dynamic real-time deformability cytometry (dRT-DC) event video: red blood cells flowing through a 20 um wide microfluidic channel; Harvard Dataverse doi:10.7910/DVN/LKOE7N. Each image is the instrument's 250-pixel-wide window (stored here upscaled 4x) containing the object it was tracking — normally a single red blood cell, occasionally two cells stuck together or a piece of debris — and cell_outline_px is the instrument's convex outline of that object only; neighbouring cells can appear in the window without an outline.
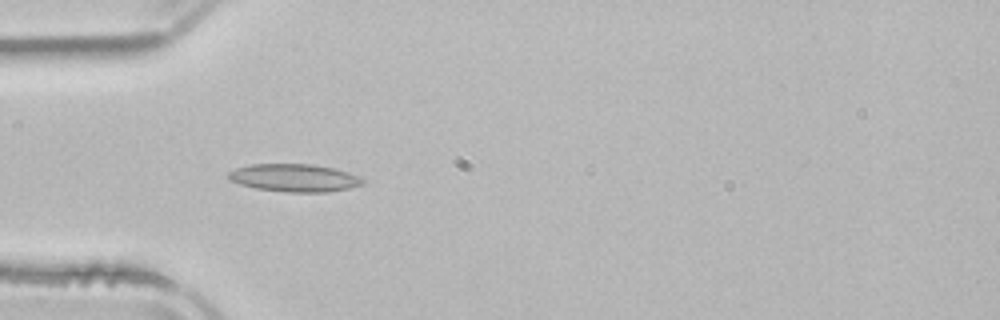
{"species": "common noctule bat (a hibernating species)", "species_latin": "Nyctalus noctula", "temperature_condition": "room temperature", "stored_images_in_passage": 4, "camera_frame_rate_fps": 3000, "um_per_image_px": 0.085, "animal": {"sex": "male", "body_mass_g": 21.5, "forearm_length_mm": 52.0}, "frame": {"image": 1, "passage_image": 1, "time_ms": 0.0, "image_size_px": [1000, 320], "cell_outline_px": [[364, 184], [348, 188], [324, 192], [288, 192], [256, 188], [240, 184], [228, 180], [228, 172], [236, 168], [252, 164], [312, 164], [332, 168], [360, 176], [364, 180]], "centroid_in_image_um": [25.0, 15.11], "position_along_channel_um": 60.0, "area_um2": 21.56}}
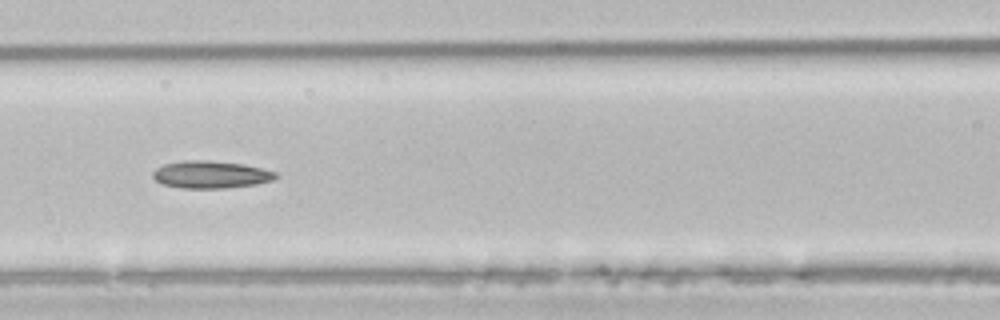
{"frame": {"image": 2, "passage_image": 3, "time_ms": 2.333, "image_size_px": [1000, 320], "cell_outline_px": [[280, 176], [272, 180], [256, 184], [228, 188], [180, 188], [160, 184], [152, 176], [152, 172], [156, 168], [164, 164], [184, 160], [208, 160], [244, 164], [276, 172]], "centroid_in_image_um": [17.9, 14.84], "position_along_channel_um": 148.7, "area_um2": 19.77}}
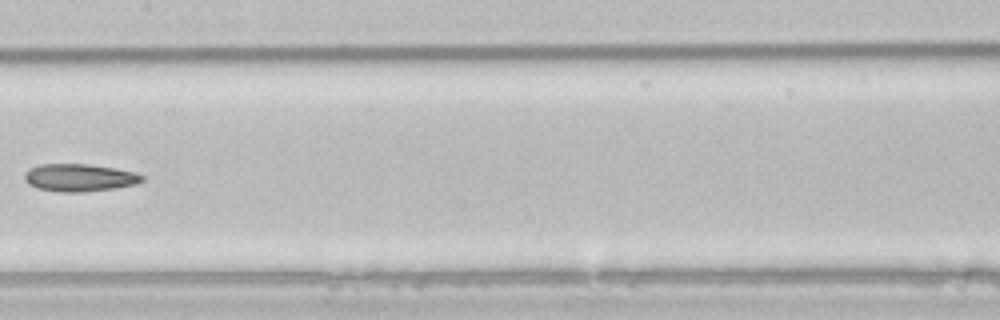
{"frame": {"image": 3, "passage_image": 4, "time_ms": 3.667, "image_size_px": [1000, 320], "cell_outline_px": [[144, 180], [136, 184], [116, 188], [84, 192], [64, 192], [36, 188], [28, 184], [24, 180], [24, 176], [32, 168], [40, 164], [84, 164], [116, 168], [132, 172], [144, 176]], "centroid_in_image_um": [6.77, 15.11], "position_along_channel_um": 200.6, "area_um2": 18.73}}